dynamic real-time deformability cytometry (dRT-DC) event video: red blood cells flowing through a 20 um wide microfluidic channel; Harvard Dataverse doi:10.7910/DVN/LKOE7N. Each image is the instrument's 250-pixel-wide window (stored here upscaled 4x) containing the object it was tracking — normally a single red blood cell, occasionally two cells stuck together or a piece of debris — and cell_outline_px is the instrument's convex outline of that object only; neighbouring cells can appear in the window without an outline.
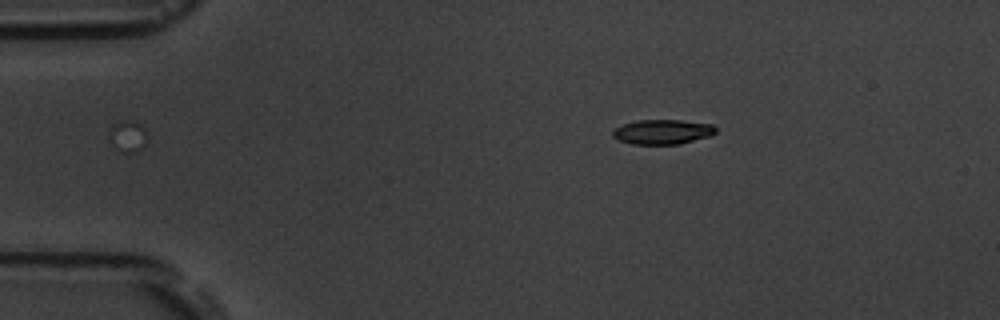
{"species": "common noctule bat (a hibernating species)", "species_latin": "Nyctalus noctula", "temperature_condition": "room temperature", "stored_images_in_passage": 2, "camera_frame_rate_fps": 3000, "um_per_image_px": 0.085, "animal": {"sex": "male", "body_mass_g": 19.5, "forearm_length_mm": 54.6}, "frame": {"image": 1, "passage_image": 1, "time_ms": 0.0, "image_size_px": [1000, 320], "cell_outline_px": [[716, 132], [708, 136], [680, 144], [632, 144], [616, 140], [612, 136], [612, 132], [616, 128], [624, 124], [636, 120], [680, 120], [712, 124], [716, 128]], "centroid_in_image_um": [56.28, 11.21], "position_along_channel_um": 28.7, "area_um2": 14.8}}